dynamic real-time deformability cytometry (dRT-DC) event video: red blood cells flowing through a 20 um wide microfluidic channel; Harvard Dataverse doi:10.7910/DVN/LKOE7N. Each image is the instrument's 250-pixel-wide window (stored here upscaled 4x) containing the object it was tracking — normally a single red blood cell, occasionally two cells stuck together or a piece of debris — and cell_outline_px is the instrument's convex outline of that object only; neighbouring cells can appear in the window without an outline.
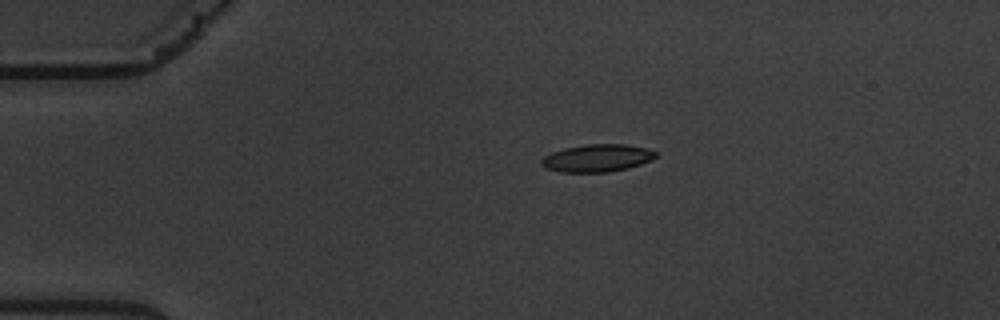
{"species": "common noctule bat (a hibernating species)", "species_latin": "Nyctalus noctula", "temperature_condition": "warm", "stored_images_in_passage": 2, "camera_frame_rate_fps": 3000, "um_per_image_px": 0.085, "animal": {"sex": "male", "body_mass_g": 19.5, "forearm_length_mm": 54.6}, "frame": {"image": 1, "passage_image": 1, "time_ms": 0.0, "image_size_px": [1000, 320], "cell_outline_px": [[656, 156], [652, 160], [628, 168], [608, 172], [560, 172], [544, 168], [540, 164], [540, 160], [544, 156], [552, 152], [564, 148], [584, 144], [624, 144], [644, 148], [656, 152]], "centroid_in_image_um": [50.7, 13.44], "position_along_channel_um": 34.3, "area_um2": 18.38}}